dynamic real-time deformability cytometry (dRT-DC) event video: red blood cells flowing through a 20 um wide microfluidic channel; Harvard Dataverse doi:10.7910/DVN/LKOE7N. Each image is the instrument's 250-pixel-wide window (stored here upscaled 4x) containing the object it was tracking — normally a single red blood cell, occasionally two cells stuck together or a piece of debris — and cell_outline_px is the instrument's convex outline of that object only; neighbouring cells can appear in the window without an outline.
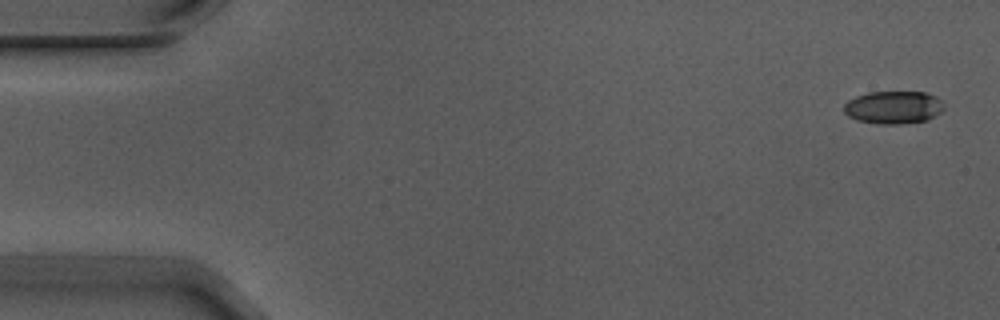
{"species": "Egyptian fruit bat (a non-hibernating species)", "species_latin": "Rousettus aegyptiacus", "temperature_condition": "warm", "stored_images_in_passage": 6, "camera_frame_rate_fps": 3000, "um_per_image_px": 0.085, "animal": {"sex": "male"}, "frame": {"image": 1, "passage_image": 1, "time_ms": 0.0, "image_size_px": [1000, 320], "cell_outline_px": [[944, 108], [940, 112], [928, 120], [900, 124], [876, 124], [856, 120], [848, 116], [844, 112], [844, 104], [848, 100], [856, 96], [868, 92], [924, 92], [936, 96], [944, 100]], "centroid_in_image_um": [75.95, 9.13], "position_along_channel_um": 9.0, "area_um2": 19.36}}
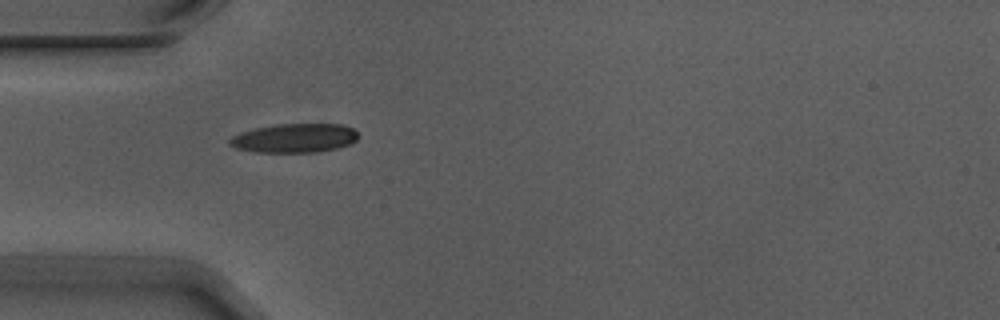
{"frame": {"image": 2, "passage_image": 5, "time_ms": 1.333, "image_size_px": [1000, 320], "cell_outline_px": [[360, 136], [352, 144], [340, 148], [316, 152], [256, 152], [236, 148], [228, 144], [228, 140], [232, 136], [240, 132], [256, 128], [276, 124], [344, 124], [352, 128]], "centroid_in_image_um": [25.06, 11.74], "position_along_channel_um": 59.9, "area_um2": 21.96}}